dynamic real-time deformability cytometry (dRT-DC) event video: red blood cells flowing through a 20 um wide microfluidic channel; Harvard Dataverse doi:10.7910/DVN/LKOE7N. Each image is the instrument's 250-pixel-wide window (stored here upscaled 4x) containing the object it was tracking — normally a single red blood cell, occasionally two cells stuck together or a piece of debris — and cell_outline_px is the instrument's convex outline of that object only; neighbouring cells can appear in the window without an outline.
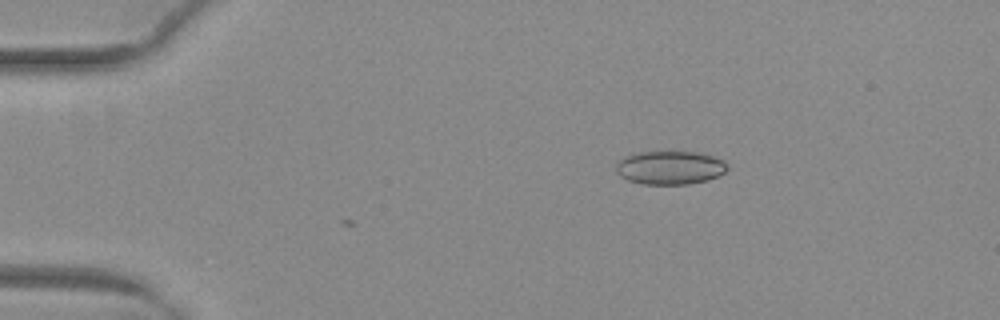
{"species": "common noctule bat (a hibernating species)", "species_latin": "Nyctalus noctula", "temperature_condition": "warm", "stored_images_in_passage": 3, "camera_frame_rate_fps": 3000, "um_per_image_px": 0.085, "animal": {"sex": "female", "body_mass_g": 29.2, "forearm_length_mm": 56.3}, "frame": {"image": 1, "passage_image": 1, "time_ms": 0.0, "image_size_px": [1000, 320], "cell_outline_px": [[728, 168], [724, 172], [708, 180], [688, 184], [644, 184], [628, 180], [620, 176], [616, 172], [616, 164], [620, 160], [636, 152], [696, 152], [712, 156], [724, 160], [728, 164]], "centroid_in_image_um": [56.96, 14.25], "position_along_channel_um": 28.0, "area_um2": 21.62}}